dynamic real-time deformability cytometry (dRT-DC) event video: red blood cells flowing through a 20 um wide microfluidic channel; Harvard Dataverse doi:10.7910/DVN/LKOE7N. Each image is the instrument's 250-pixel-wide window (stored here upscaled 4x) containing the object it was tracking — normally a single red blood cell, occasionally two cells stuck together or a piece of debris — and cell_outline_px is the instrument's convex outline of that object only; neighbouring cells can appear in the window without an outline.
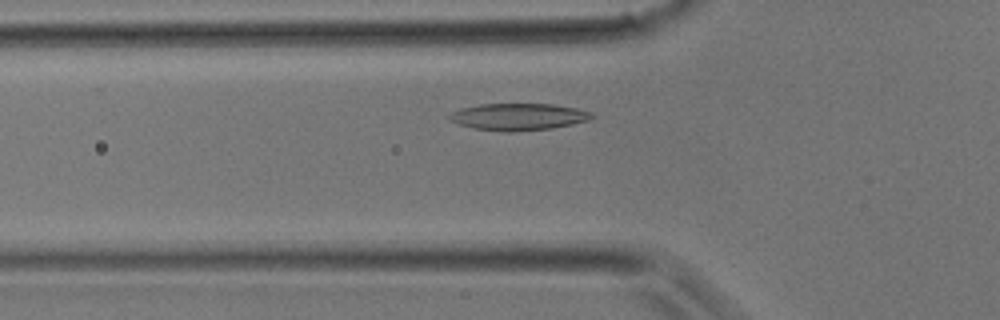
{"species": "common noctule bat (a hibernating species)", "species_latin": "Nyctalus noctula", "temperature_condition": "room temperature", "stored_images_in_passage": 33, "camera_frame_rate_fps": 3000, "um_per_image_px": 0.085, "animal": {"sex": "male", "body_mass_g": 17.9}, "frame": {"image": 1, "passage_image": 8, "time_ms": 2.333, "image_size_px": [1000, 320], "cell_outline_px": [[596, 116], [588, 120], [572, 124], [552, 128], [512, 132], [504, 132], [472, 128], [460, 124], [452, 120], [448, 116], [452, 112], [460, 108], [480, 104], [552, 104], [576, 108], [592, 112]], "centroid_in_image_um": [44.08, 9.92], "position_along_channel_um": 81.7, "area_um2": 22.31}}
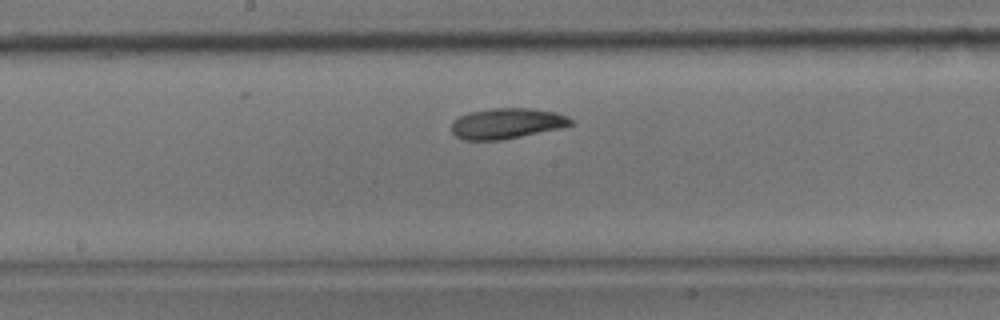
{"frame": {"image": 2, "passage_image": 15, "time_ms": 4.667, "image_size_px": [1000, 320], "cell_outline_px": [[572, 124], [560, 128], [500, 140], [464, 140], [456, 136], [452, 132], [452, 120], [460, 116], [472, 112], [492, 108], [532, 108], [556, 112], [568, 116], [572, 120]], "centroid_in_image_um": [43.07, 10.48], "position_along_channel_um": 205.1, "area_um2": 21.1}}
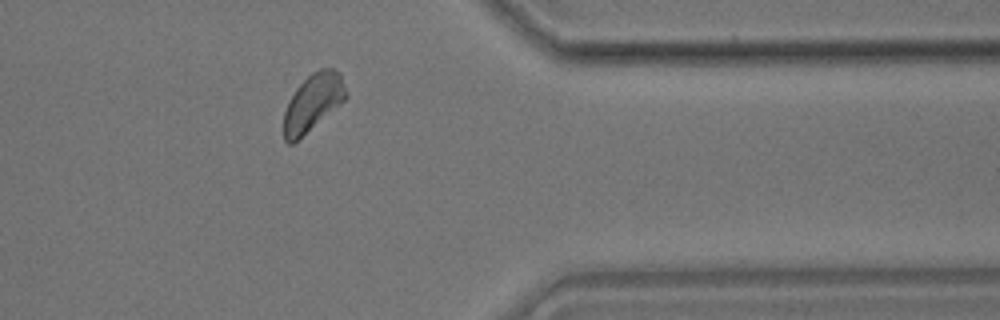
{"frame": {"image": 3, "passage_image": 26, "time_ms": 8.333, "image_size_px": [1000, 320], "cell_outline_px": [[348, 96], [340, 104], [292, 144], [288, 144], [284, 140], [284, 112], [296, 88], [312, 72], [320, 68], [332, 68], [340, 72], [348, 92]], "centroid_in_image_um": [26.62, 8.68], "position_along_channel_um": 384.8, "area_um2": 20.4}}